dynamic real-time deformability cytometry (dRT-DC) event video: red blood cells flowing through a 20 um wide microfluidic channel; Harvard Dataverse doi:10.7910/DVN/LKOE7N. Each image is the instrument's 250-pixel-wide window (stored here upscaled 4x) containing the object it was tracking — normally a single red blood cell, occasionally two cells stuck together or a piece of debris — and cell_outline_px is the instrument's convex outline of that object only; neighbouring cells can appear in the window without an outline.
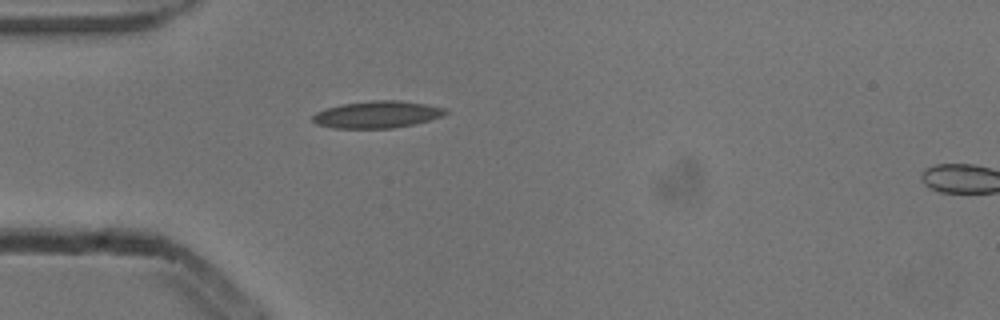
{"species": "common noctule bat (a hibernating species)", "species_latin": "Nyctalus noctula", "temperature_condition": "cold", "stored_images_in_passage": 2, "segment_of_instrument_passage": [1, 2], "camera_frame_rate_fps": 3000, "um_per_image_px": 0.085, "animal": {"sex": "male", "body_mass_g": 13.3}, "frame": {"image": 1, "passage_image": 1, "time_ms": 0.0, "image_size_px": [1000, 320], "cell_outline_px": [[448, 112], [440, 116], [428, 120], [412, 124], [392, 128], [332, 128], [316, 124], [312, 120], [312, 116], [316, 112], [340, 104], [372, 100], [400, 100], [424, 104], [444, 108]], "centroid_in_image_um": [32.0, 9.73], "position_along_channel_um": 53.0, "area_um2": 20.69}}